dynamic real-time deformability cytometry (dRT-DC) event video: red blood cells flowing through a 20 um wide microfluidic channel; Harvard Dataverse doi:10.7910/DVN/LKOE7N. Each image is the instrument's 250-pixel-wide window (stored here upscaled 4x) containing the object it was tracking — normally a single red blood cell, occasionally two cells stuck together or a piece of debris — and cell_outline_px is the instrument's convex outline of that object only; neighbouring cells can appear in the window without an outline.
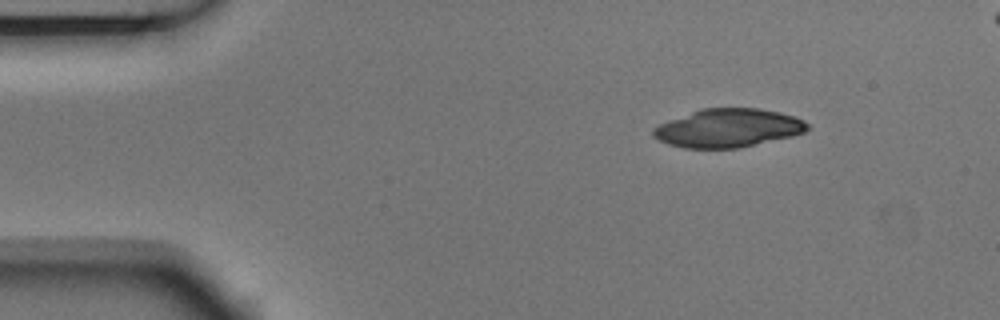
{"species": "Egyptian fruit bat (a non-hibernating species)", "species_latin": "Rousettus aegyptiacus", "temperature_condition": "room temperature", "stored_images_in_passage": 3, "camera_frame_rate_fps": 3000, "um_per_image_px": 0.085, "animal": {"sex": "male"}, "frame": {"image": 1, "passage_image": 1, "time_ms": 0.0, "image_size_px": [1000, 320], "cell_outline_px": [[812, 128], [804, 132], [792, 136], [740, 148], [684, 148], [668, 144], [652, 136], [652, 128], [668, 120], [700, 108], [756, 108], [780, 112], [804, 120]], "centroid_in_image_um": [61.89, 10.88], "position_along_channel_um": 23.1, "area_um2": 34.68}}